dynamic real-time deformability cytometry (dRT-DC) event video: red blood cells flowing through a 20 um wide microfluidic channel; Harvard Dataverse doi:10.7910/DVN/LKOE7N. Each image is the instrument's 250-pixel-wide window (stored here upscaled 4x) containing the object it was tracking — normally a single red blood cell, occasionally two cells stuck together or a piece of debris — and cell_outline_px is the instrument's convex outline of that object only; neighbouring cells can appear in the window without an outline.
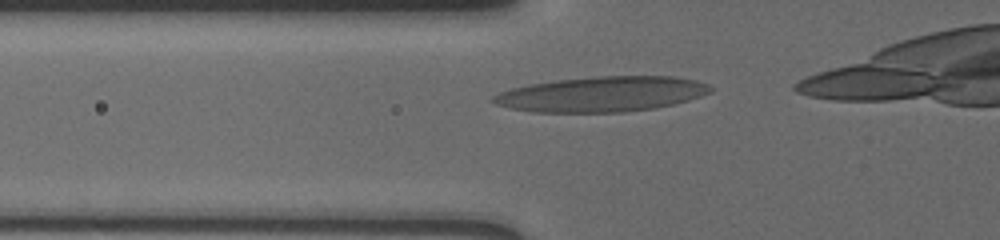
{"species": "human", "species_latin": "Homo sapiens", "temperature_condition": "cold", "stored_images_in_passage": 22, "camera_frame_rate_fps": 3000, "um_per_image_px": 0.085, "donor": {"sex": "male"}, "frame": {"image": 1, "passage_image": 2, "time_ms": 0.333, "image_size_px": [1000, 240], "cell_outline_px": [[712, 92], [688, 100], [656, 108], [624, 112], [536, 112], [512, 108], [496, 104], [488, 100], [492, 96], [500, 92], [512, 88], [528, 84], [556, 80], [596, 76], [672, 76], [696, 80], [708, 84], [712, 88]], "centroid_in_image_um": [51.15, 8.0], "position_along_channel_um": 74.7, "area_um2": 44.56}}
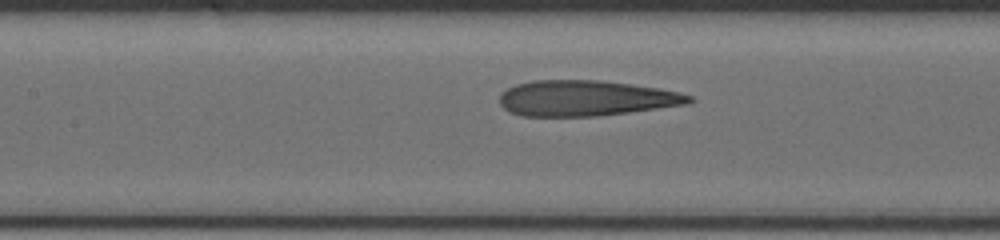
{"frame": {"image": 2, "passage_image": 9, "time_ms": 2.667, "image_size_px": [1000, 240], "cell_outline_px": [[696, 100], [688, 104], [628, 112], [596, 116], [524, 116], [508, 112], [500, 104], [500, 92], [516, 84], [532, 80], [600, 80], [656, 88], [680, 92], [692, 96]], "centroid_in_image_um": [49.77, 8.35], "position_along_channel_um": 157.6, "area_um2": 39.3}}
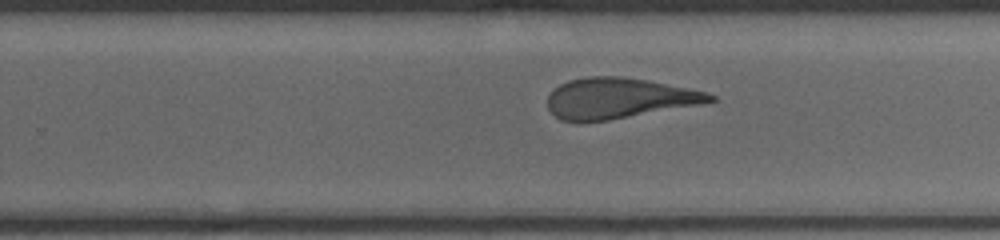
{"frame": {"image": 3, "passage_image": 19, "time_ms": 6.0, "image_size_px": [1000, 240], "cell_outline_px": [[716, 100], [696, 104], [608, 120], [560, 120], [548, 108], [548, 96], [552, 88], [568, 80], [588, 76], [624, 76], [648, 80], [704, 92], [716, 96]], "centroid_in_image_um": [52.52, 8.32], "position_along_channel_um": 277.3, "area_um2": 37.57}}